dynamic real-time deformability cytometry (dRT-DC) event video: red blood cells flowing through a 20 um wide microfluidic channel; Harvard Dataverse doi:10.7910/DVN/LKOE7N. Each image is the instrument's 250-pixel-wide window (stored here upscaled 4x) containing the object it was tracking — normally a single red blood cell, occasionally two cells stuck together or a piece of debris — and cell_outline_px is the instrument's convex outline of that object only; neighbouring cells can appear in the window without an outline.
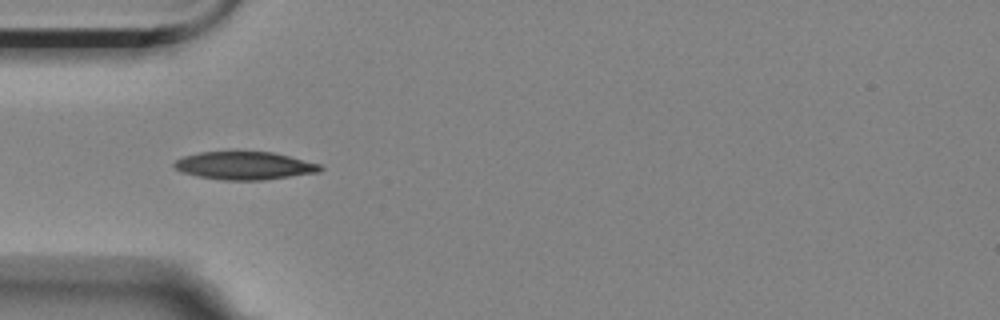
{"species": "Egyptian fruit bat (a non-hibernating species)", "species_latin": "Rousettus aegyptiacus", "temperature_condition": "room temperature", "stored_images_in_passage": 7, "camera_frame_rate_fps": 3000, "um_per_image_px": 0.085, "animal": {"sex": "female"}, "frame": {"image": 1, "passage_image": 4, "time_ms": 1.0, "image_size_px": [1000, 320], "cell_outline_px": [[324, 168], [320, 172], [260, 180], [224, 180], [196, 176], [180, 172], [172, 164], [176, 160], [184, 156], [200, 152], [232, 148], [236, 148], [272, 152], [320, 164]], "centroid_in_image_um": [20.72, 14.03], "position_along_channel_um": 64.3, "area_um2": 24.68}}
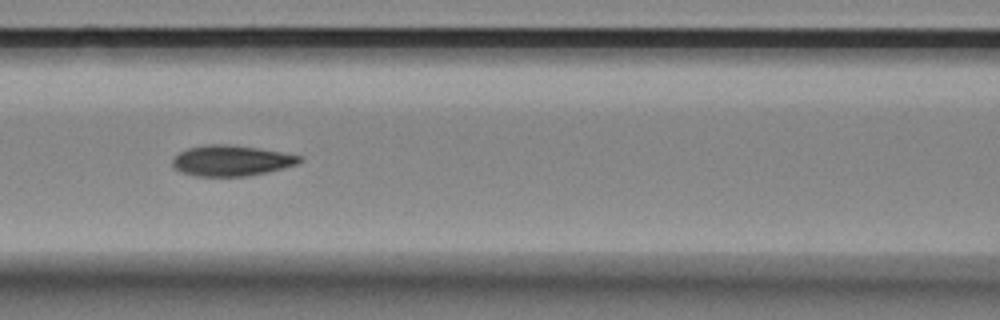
{"frame": {"image": 2, "passage_image": 6, "time_ms": 1.667, "image_size_px": [1000, 320], "cell_outline_px": [[304, 160], [300, 164], [268, 172], [248, 176], [196, 176], [180, 172], [172, 164], [172, 160], [180, 152], [188, 148], [212, 144], [228, 144], [256, 148], [280, 152], [300, 156]], "centroid_in_image_um": [19.69, 13.66], "position_along_channel_um": 146.9, "area_um2": 22.6}}
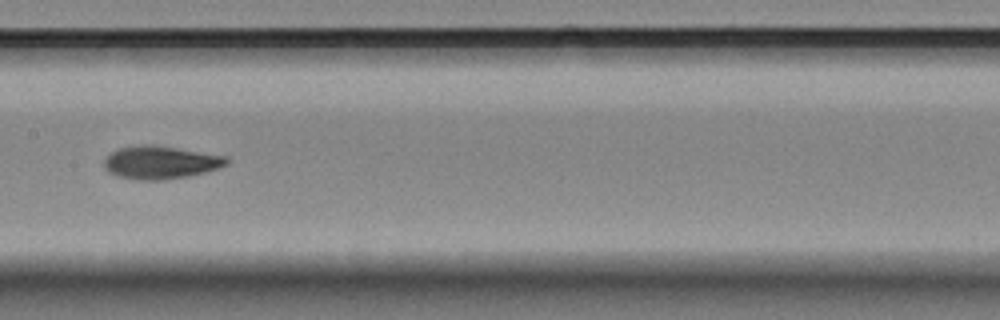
{"frame": {"image": 3, "passage_image": 7, "time_ms": 2.0, "image_size_px": [1000, 320], "cell_outline_px": [[228, 164], [204, 172], [184, 176], [160, 180], [140, 180], [120, 176], [108, 172], [104, 168], [104, 160], [112, 152], [120, 148], [144, 144], [152, 144], [228, 156]], "centroid_in_image_um": [13.64, 13.79], "position_along_channel_um": 193.8, "area_um2": 23.18}}